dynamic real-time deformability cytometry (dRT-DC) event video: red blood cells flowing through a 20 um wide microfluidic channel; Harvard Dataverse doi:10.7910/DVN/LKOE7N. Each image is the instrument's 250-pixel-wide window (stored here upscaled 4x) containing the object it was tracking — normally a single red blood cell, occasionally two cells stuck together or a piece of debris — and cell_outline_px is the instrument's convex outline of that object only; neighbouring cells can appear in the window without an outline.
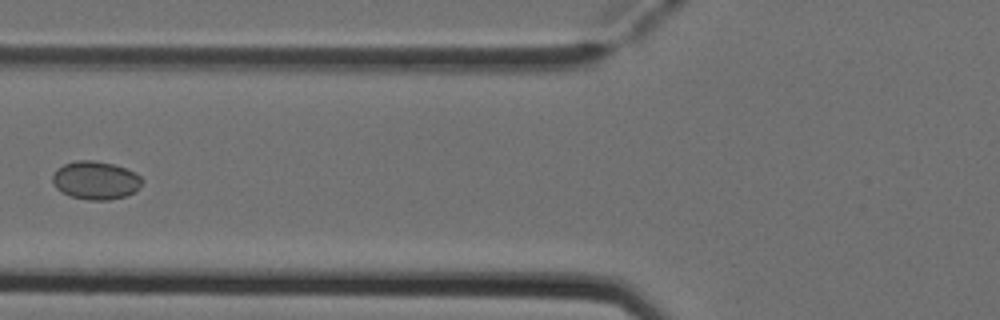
{"species": "Egyptian fruit bat (a non-hibernating species)", "species_latin": "Rousettus aegyptiacus", "temperature_condition": "cold", "stored_images_in_passage": 3, "camera_frame_rate_fps": 3000, "um_per_image_px": 0.085, "animal": {"sex": "female"}, "frame": {"image": 1, "passage_image": 2, "time_ms": 0.333, "image_size_px": [1000, 320], "cell_outline_px": [[144, 180], [136, 192], [124, 196], [108, 200], [88, 200], [68, 196], [60, 192], [52, 184], [52, 176], [56, 168], [64, 164], [76, 160], [96, 160], [112, 164], [136, 172]], "centroid_in_image_um": [8.1, 15.33], "position_along_channel_um": 117.7, "area_um2": 20.29}}
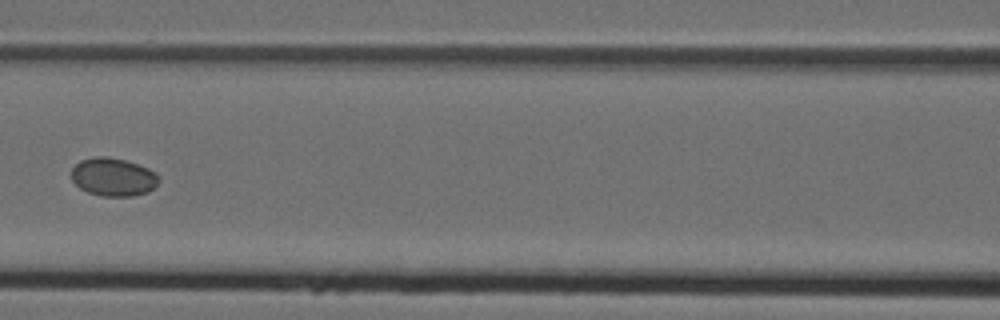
{"frame": {"image": 2, "passage_image": 3, "time_ms": 0.667, "image_size_px": [1000, 320], "cell_outline_px": [[160, 180], [148, 192], [132, 196], [100, 196], [88, 192], [80, 188], [72, 180], [72, 168], [80, 160], [92, 156], [108, 156], [124, 160], [148, 168], [156, 172]], "centroid_in_image_um": [9.61, 15.04], "position_along_channel_um": 157.0, "area_um2": 19.48}}